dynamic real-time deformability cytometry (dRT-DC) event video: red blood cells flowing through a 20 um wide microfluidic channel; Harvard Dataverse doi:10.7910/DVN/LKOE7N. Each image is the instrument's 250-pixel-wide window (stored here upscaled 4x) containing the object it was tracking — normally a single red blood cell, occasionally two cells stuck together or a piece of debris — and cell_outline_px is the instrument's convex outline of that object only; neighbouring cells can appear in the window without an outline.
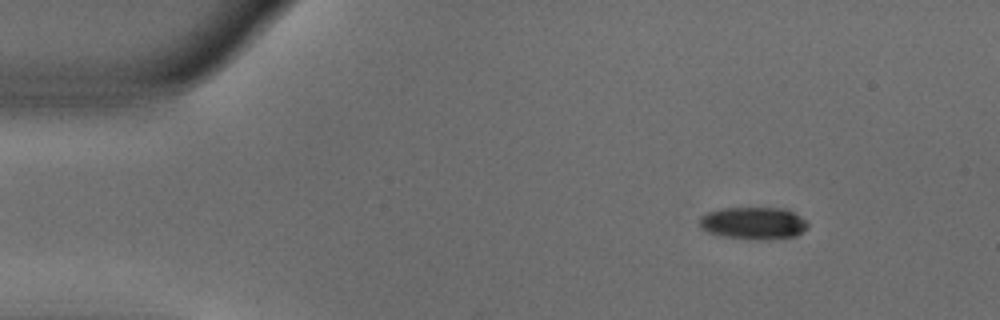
{"species": "common noctule bat (a hibernating species)", "species_latin": "Nyctalus noctula", "temperature_condition": "warm", "stored_images_in_passage": 52, "camera_frame_rate_fps": 3000, "um_per_image_px": 0.085, "animal": {"sex": "male", "body_mass_g": 18.8}, "frame": {"image": 1, "passage_image": 6, "time_ms": 1.667, "image_size_px": [1000, 320], "cell_outline_px": [[808, 228], [796, 236], [764, 240], [724, 236], [708, 232], [700, 228], [700, 216], [708, 212], [720, 208], [788, 208], [800, 216], [808, 224]], "centroid_in_image_um": [64.06, 18.96], "position_along_channel_um": 20.9, "area_um2": 20.4}}
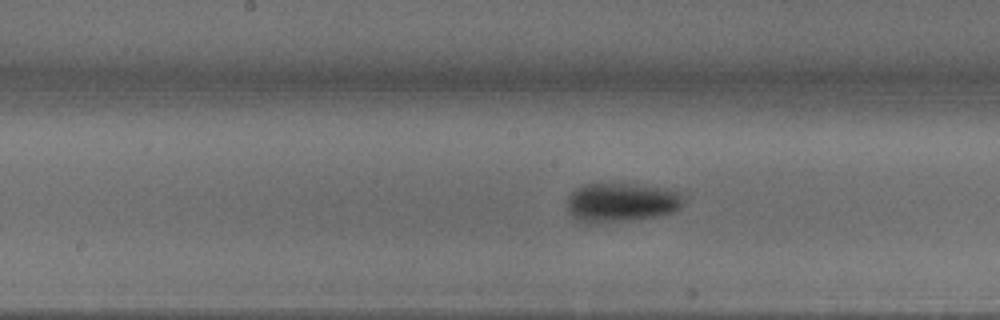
{"frame": {"image": 2, "passage_image": 26, "time_ms": 8.333, "image_size_px": [1000, 320], "cell_outline_px": [[680, 208], [672, 212], [660, 216], [592, 224], [588, 224], [572, 216], [568, 212], [568, 196], [576, 188], [584, 184], [600, 180], [636, 184], [660, 188], [680, 192]], "centroid_in_image_um": [52.72, 17.17], "position_along_channel_um": 195.5, "area_um2": 26.93}}
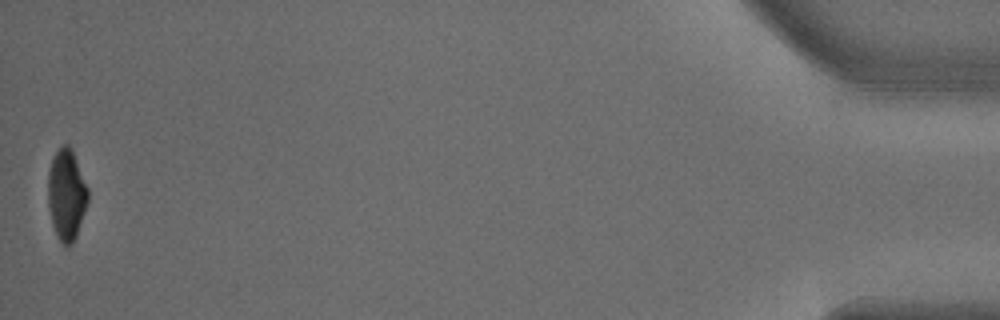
{"frame": {"image": 3, "passage_image": 52, "time_ms": 17.0, "image_size_px": [1000, 320], "cell_outline_px": [[88, 200], [76, 236], [72, 244], [68, 248], [64, 248], [56, 236], [52, 224], [48, 208], [48, 172], [52, 156], [64, 144], [68, 144], [72, 152], [88, 188]], "centroid_in_image_um": [5.62, 16.61], "position_along_channel_um": 429.6, "area_um2": 21.15}, "authors_computed_cell_mechanics": {"area_um2": 23.2645, "velocity_mm_per_s": 3.8068, "shape_relaxation_time_tau1_ms": 3.2586, "shape_relaxation_time_tau2_ms": null, "deformation_change_tau1": 0.1759, "deformation_change_tau2": null}}